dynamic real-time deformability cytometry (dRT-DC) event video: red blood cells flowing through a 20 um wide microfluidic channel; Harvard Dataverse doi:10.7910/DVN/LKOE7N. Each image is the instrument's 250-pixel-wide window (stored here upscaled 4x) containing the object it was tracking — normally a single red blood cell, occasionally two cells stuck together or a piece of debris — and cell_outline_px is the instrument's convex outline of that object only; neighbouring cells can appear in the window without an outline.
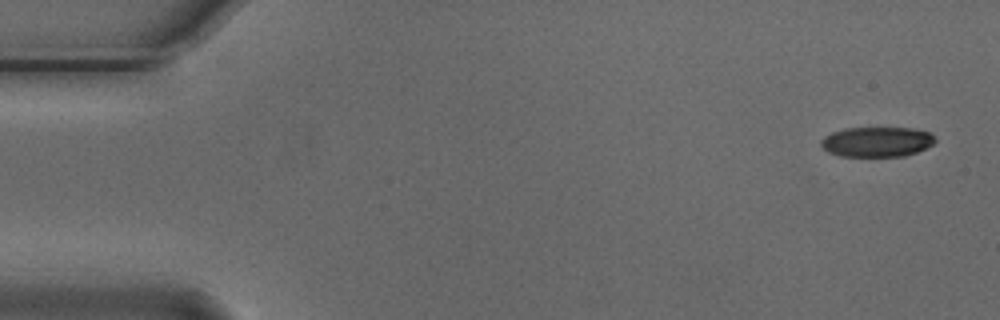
{"species": "Egyptian fruit bat (a non-hibernating species)", "species_latin": "Rousettus aegyptiacus", "temperature_condition": "cold", "stored_images_in_passage": 4, "camera_frame_rate_fps": 3000, "um_per_image_px": 0.085, "animal": {"sex": "male"}, "frame": {"image": 1, "passage_image": 1, "time_ms": 0.0, "image_size_px": [1000, 320], "cell_outline_px": [[936, 140], [932, 144], [916, 152], [904, 156], [840, 156], [828, 152], [820, 144], [820, 140], [824, 136], [832, 132], [844, 128], [912, 128], [928, 132]], "centroid_in_image_um": [74.49, 12.05], "position_along_channel_um": 10.5, "area_um2": 19.83}}